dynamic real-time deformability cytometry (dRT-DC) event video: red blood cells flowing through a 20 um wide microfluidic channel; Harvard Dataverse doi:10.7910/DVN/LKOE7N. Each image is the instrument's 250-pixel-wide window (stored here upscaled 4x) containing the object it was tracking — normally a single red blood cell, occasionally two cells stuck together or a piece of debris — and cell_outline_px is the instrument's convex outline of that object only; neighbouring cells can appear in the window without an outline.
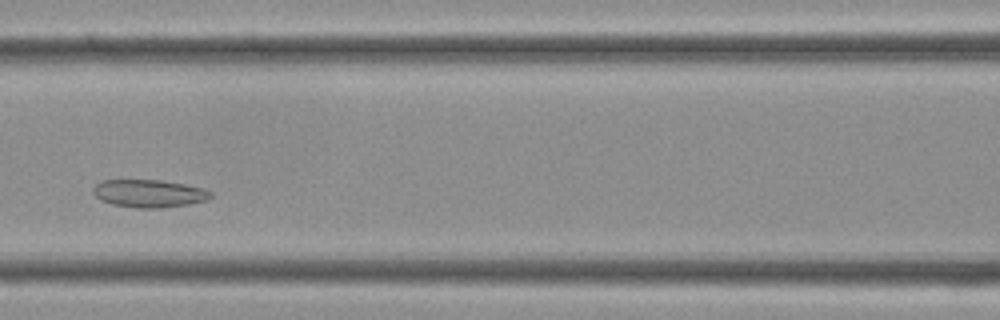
{"species": "Egyptian fruit bat (a non-hibernating species)", "species_latin": "Rousettus aegyptiacus", "temperature_condition": "cold", "stored_images_in_passage": 29, "camera_frame_rate_fps": 3000, "um_per_image_px": 0.085, "frame": {"image": 1, "passage_image": 9, "time_ms": 2.667, "image_size_px": [1000, 320], "cell_outline_px": [[212, 196], [208, 200], [188, 204], [160, 208], [136, 208], [112, 204], [100, 200], [92, 192], [92, 188], [100, 180], [160, 180], [184, 184], [204, 188], [212, 192]], "centroid_in_image_um": [12.66, 16.44], "position_along_channel_um": 153.9, "area_um2": 19.13}}
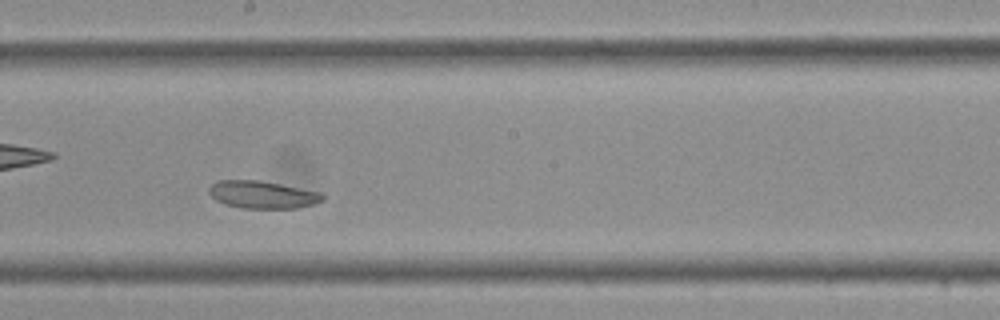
{"frame": {"image": 2, "passage_image": 13, "time_ms": 4.0, "image_size_px": [1000, 320], "cell_outline_px": [[324, 200], [312, 204], [296, 208], [240, 208], [224, 204], [216, 200], [208, 192], [208, 188], [212, 184], [220, 180], [256, 180], [280, 184], [320, 192], [324, 196]], "centroid_in_image_um": [22.28, 16.55], "position_along_channel_um": 225.9, "area_um2": 18.09}}
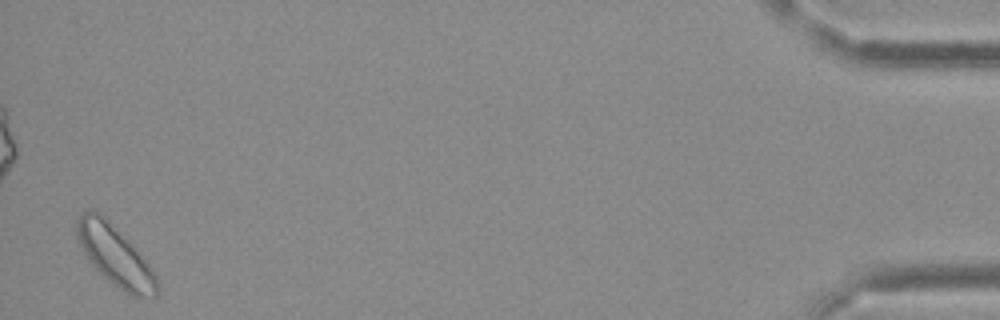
{"frame": {"image": 3, "passage_image": 29, "time_ms": 9.333, "image_size_px": [1000, 320], "cell_outline_px": [[160, 288], [156, 296], [132, 296], [124, 292], [112, 284], [88, 260], [76, 236], [76, 220], [84, 212], [100, 212], [104, 216], [152, 268], [160, 284]], "centroid_in_image_um": [9.79, 21.78], "position_along_channel_um": 425.4, "area_um2": 27.34}}